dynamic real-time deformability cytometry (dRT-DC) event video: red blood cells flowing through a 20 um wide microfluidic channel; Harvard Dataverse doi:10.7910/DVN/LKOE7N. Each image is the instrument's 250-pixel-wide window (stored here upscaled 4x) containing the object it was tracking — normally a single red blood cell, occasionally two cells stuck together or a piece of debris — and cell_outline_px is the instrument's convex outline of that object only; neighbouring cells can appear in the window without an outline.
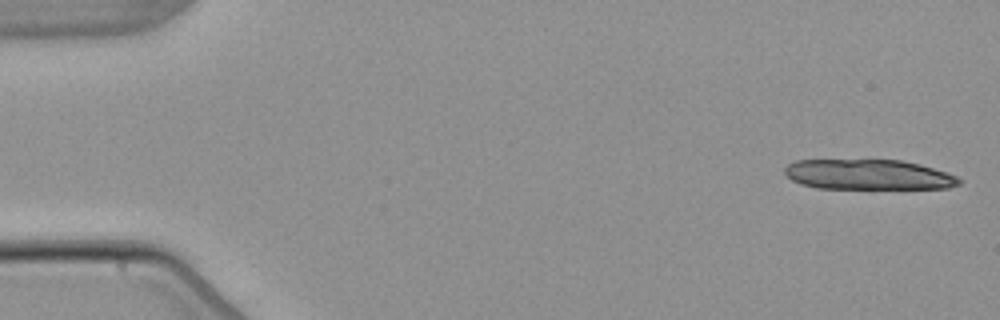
{"species": "common noctule bat (a hibernating species)", "species_latin": "Nyctalus noctula", "temperature_condition": "warm", "stored_images_in_passage": 4, "camera_frame_rate_fps": 3000, "um_per_image_px": 0.085, "animal": {"sex": "male", "body_mass_g": 21.5, "forearm_length_mm": 52.0}, "frame": {"image": 1, "passage_image": 1, "time_ms": 0.0, "image_size_px": [1000, 320], "cell_outline_px": [[964, 180], [960, 184], [948, 188], [816, 188], [800, 184], [792, 180], [784, 172], [784, 168], [788, 164], [796, 160], [900, 160], [920, 164], [948, 172]], "centroid_in_image_um": [73.83, 14.84], "position_along_channel_um": 11.2, "area_um2": 30.75}}